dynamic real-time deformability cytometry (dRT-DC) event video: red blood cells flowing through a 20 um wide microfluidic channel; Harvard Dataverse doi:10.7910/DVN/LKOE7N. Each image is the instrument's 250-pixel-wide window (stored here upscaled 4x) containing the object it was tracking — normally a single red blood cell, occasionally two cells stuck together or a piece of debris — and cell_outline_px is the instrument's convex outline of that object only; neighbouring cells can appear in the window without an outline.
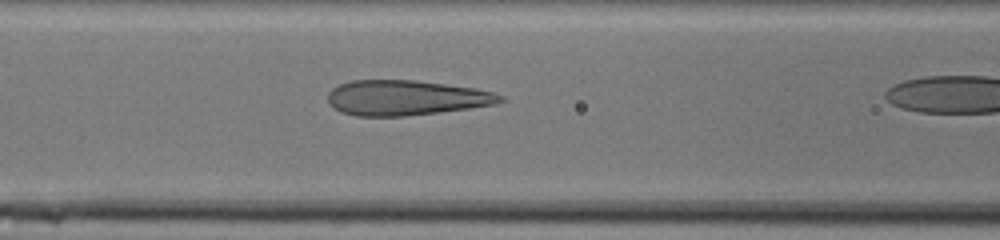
{"species": "human", "species_latin": "Homo sapiens", "temperature_condition": "cold", "stored_images_in_passage": 27, "camera_frame_rate_fps": 3000, "um_per_image_px": 0.085, "donor": {"sex": "male"}, "frame": {"image": 1, "passage_image": 20, "time_ms": 6.333, "image_size_px": [1000, 240], "cell_outline_px": [[508, 100], [496, 104], [468, 108], [404, 116], [356, 116], [340, 112], [328, 104], [328, 92], [332, 88], [340, 84], [352, 80], [416, 80], [476, 88], [492, 92], [504, 96]], "centroid_in_image_um": [34.5, 8.31], "position_along_channel_um": 132.1, "area_um2": 35.37}}
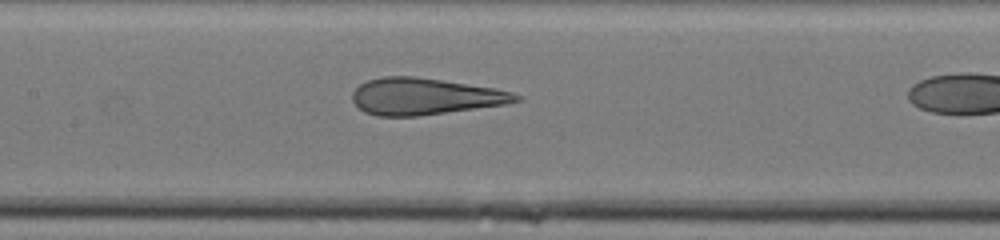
{"frame": {"image": 2, "passage_image": 23, "time_ms": 7.333, "image_size_px": [1000, 240], "cell_outline_px": [[524, 100], [504, 104], [416, 116], [376, 116], [364, 112], [352, 100], [352, 92], [360, 84], [368, 80], [384, 76], [416, 76], [496, 88], [512, 92], [524, 96]], "centroid_in_image_um": [36.12, 8.19], "position_along_channel_um": 171.3, "area_um2": 34.91}}